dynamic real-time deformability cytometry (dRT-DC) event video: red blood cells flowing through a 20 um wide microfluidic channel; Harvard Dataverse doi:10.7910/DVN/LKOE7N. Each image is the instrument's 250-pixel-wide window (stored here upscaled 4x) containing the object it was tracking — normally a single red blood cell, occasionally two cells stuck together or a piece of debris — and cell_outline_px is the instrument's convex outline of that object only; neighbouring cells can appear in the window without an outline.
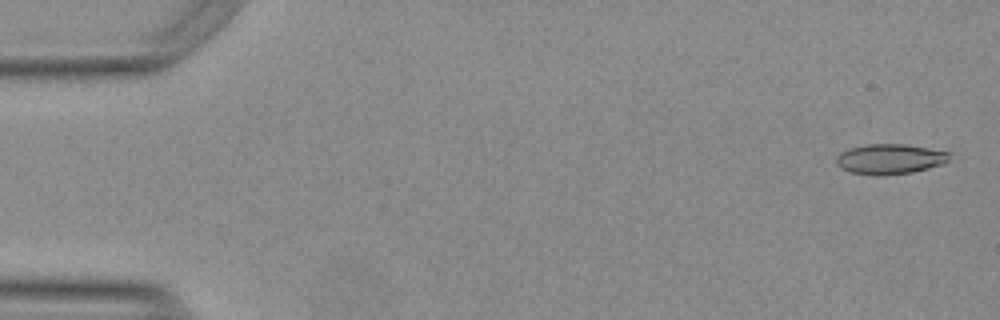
{"species": "Egyptian fruit bat (a non-hibernating species)", "species_latin": "Rousettus aegyptiacus", "temperature_condition": "warm", "stored_images_in_passage": 9, "camera_frame_rate_fps": 3000, "um_per_image_px": 0.085, "animal": {"sex": "female"}, "frame": {"image": 1, "passage_image": 2, "time_ms": 0.333, "image_size_px": [1000, 320], "cell_outline_px": [[948, 160], [944, 164], [912, 172], [880, 176], [852, 172], [836, 164], [836, 156], [840, 152], [848, 148], [868, 144], [904, 144], [928, 148], [948, 152]], "centroid_in_image_um": [75.62, 13.51], "position_along_channel_um": 9.4, "area_um2": 19.71}}